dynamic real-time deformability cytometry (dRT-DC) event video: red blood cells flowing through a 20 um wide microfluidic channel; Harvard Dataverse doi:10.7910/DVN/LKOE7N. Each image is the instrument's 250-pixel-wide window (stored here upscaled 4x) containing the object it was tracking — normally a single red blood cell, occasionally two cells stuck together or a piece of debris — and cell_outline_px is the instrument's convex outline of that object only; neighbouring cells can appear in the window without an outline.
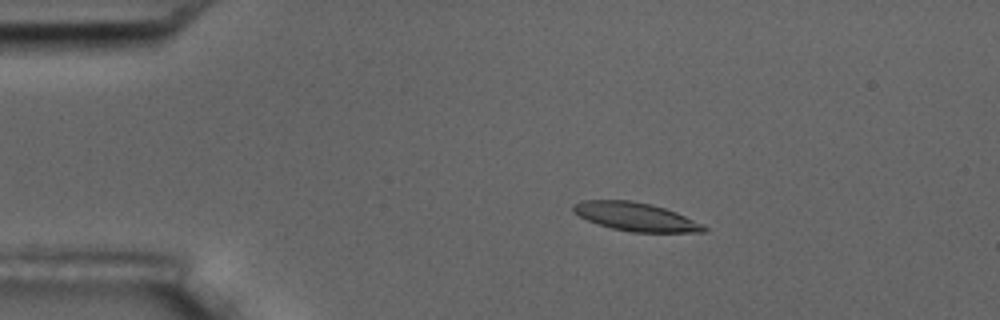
{"species": "common noctule bat (a hibernating species)", "species_latin": "Nyctalus noctula", "temperature_condition": "room temperature", "stored_images_in_passage": 5, "camera_frame_rate_fps": 3000, "um_per_image_px": 0.085, "animal": {"sex": "male", "body_mass_g": 17.5, "forearm_length_mm": 52.3}, "frame": {"image": 1, "passage_image": 3, "time_ms": 2.333, "image_size_px": [1000, 320], "cell_outline_px": [[708, 228], [704, 232], [632, 232], [612, 228], [588, 220], [572, 212], [572, 204], [584, 200], [632, 200], [652, 204], [676, 212], [704, 224]], "centroid_in_image_um": [54.04, 18.41], "position_along_channel_um": 31.0, "area_um2": 21.62}}